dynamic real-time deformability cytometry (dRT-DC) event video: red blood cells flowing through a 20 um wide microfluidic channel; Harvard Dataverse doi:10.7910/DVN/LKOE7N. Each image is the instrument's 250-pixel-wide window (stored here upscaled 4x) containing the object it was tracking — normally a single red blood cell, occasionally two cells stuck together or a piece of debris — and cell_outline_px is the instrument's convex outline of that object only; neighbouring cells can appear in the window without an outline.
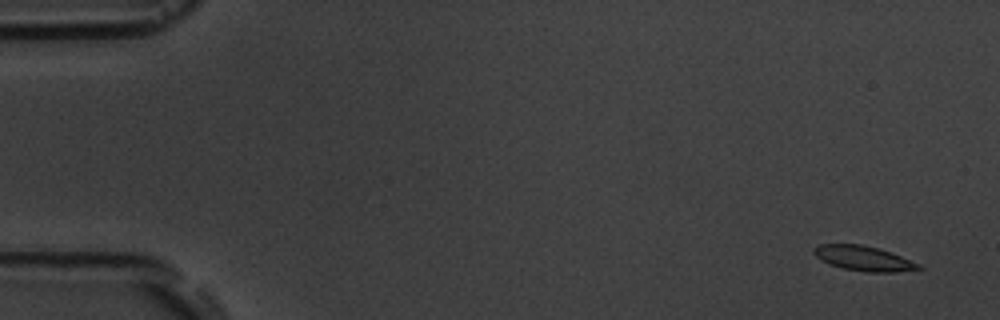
{"species": "common noctule bat (a hibernating species)", "species_latin": "Nyctalus noctula", "temperature_condition": "room temperature", "stored_images_in_passage": 15, "camera_frame_rate_fps": 3000, "um_per_image_px": 0.085, "animal": {"sex": "male", "body_mass_g": 19.5, "forearm_length_mm": 54.6}, "frame": {"image": 1, "passage_image": 1, "time_ms": 0.0, "image_size_px": [1000, 320], "cell_outline_px": [[924, 268], [896, 272], [868, 272], [844, 268], [828, 264], [816, 256], [812, 252], [812, 248], [820, 244], [860, 244], [880, 248], [920, 264]], "centroid_in_image_um": [73.39, 21.95], "position_along_channel_um": 11.6, "area_um2": 15.14}}
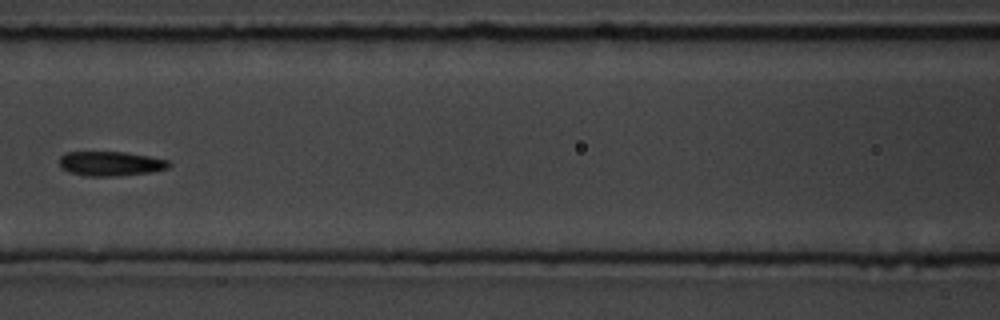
{"frame": {"image": 2, "passage_image": 7, "time_ms": 7.667, "image_size_px": [1000, 320], "cell_outline_px": [[172, 164], [168, 168], [152, 172], [116, 176], [88, 176], [68, 172], [60, 168], [60, 156], [64, 152], [124, 152], [148, 156], [168, 160]], "centroid_in_image_um": [9.39, 13.91], "position_along_channel_um": 157.2, "area_um2": 15.72}}
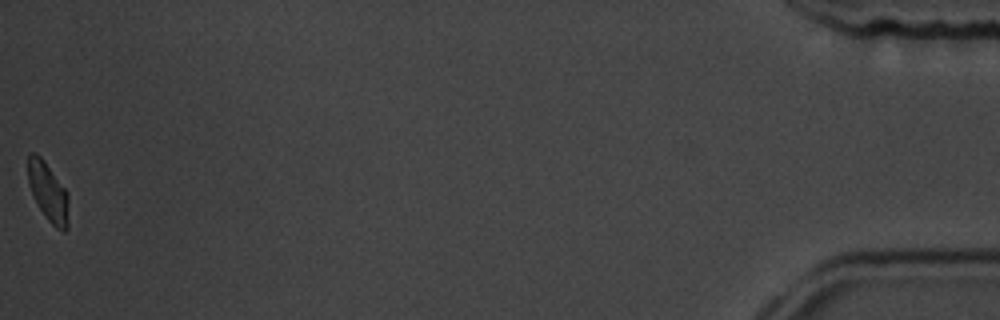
{"frame": {"image": 3, "passage_image": 15, "time_ms": 18.0, "image_size_px": [1000, 320], "cell_outline_px": [[68, 228], [64, 232], [56, 228], [48, 220], [36, 204], [28, 184], [28, 152], [36, 152], [44, 160], [68, 192]], "centroid_in_image_um": [4.09, 16.31], "position_along_channel_um": 431.1, "area_um2": 14.16}, "authors_computed_cell_mechanics": {"area_um2": 15.5482, "velocity_mm_per_s": 3.6067, "shape_relaxation_time_tau1_ms": 6.4473, "shape_relaxation_time_tau2_ms": null, "deformation_change_tau1": 0.1333, "deformation_change_tau2": null}}